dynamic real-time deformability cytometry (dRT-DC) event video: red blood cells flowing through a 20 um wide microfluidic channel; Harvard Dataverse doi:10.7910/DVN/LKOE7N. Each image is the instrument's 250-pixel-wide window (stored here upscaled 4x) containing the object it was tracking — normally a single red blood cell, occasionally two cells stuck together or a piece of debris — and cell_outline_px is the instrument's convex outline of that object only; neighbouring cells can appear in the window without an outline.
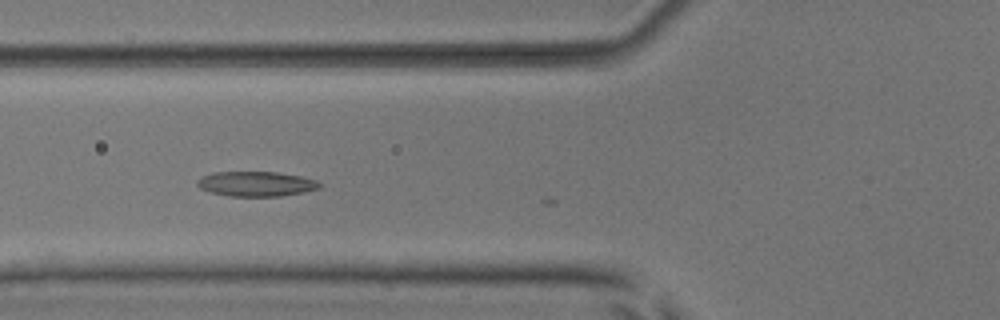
{"species": "common noctule bat (a hibernating species)", "species_latin": "Nyctalus noctula", "temperature_condition": "room temperature", "stored_images_in_passage": 4, "camera_frame_rate_fps": 3000, "um_per_image_px": 0.085, "animal": {"sex": "male", "body_mass_g": 17.9, "forearm_length_mm": 54.2}, "frame": {"image": 1, "passage_image": 3, "time_ms": 0.667, "image_size_px": [1000, 320], "cell_outline_px": [[320, 188], [304, 192], [280, 196], [228, 196], [212, 192], [200, 188], [196, 184], [196, 180], [200, 176], [212, 172], [276, 172], [300, 176], [316, 180], [320, 184]], "centroid_in_image_um": [21.73, 15.62], "position_along_channel_um": 104.1, "area_um2": 17.74}}